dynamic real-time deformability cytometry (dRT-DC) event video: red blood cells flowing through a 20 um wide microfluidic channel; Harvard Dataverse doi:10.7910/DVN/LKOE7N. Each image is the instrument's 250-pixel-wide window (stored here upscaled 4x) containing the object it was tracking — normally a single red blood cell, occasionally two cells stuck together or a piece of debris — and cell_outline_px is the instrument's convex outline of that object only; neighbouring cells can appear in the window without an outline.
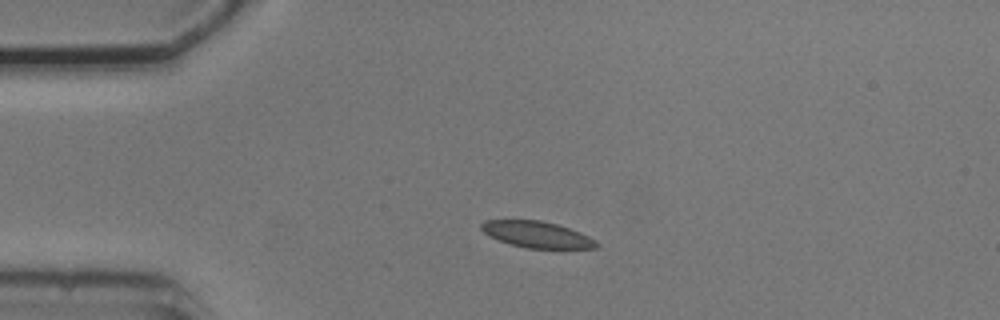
{"species": "common noctule bat (a hibernating species)", "species_latin": "Nyctalus noctula", "temperature_condition": "cold", "stored_images_in_passage": 2, "camera_frame_rate_fps": 3000, "um_per_image_px": 0.085, "animal": {"sex": "male", "body_mass_g": 20.5, "forearm_length_mm": 52.5}, "frame": {"image": 1, "passage_image": 1, "time_ms": 0.0, "image_size_px": [1000, 320], "cell_outline_px": [[600, 244], [596, 248], [528, 248], [512, 244], [488, 236], [480, 228], [480, 224], [484, 220], [540, 220], [556, 224], [580, 232], [596, 240]], "centroid_in_image_um": [45.63, 19.93], "position_along_channel_um": 39.4, "area_um2": 17.51}}